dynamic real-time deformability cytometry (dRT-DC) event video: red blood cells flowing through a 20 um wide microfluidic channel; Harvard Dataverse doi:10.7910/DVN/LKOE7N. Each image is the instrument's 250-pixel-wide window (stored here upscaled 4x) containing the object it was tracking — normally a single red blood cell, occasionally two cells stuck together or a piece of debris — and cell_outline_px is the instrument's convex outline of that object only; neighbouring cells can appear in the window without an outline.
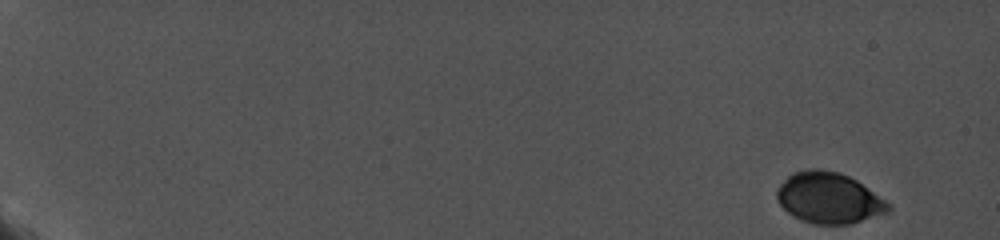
{"species": "common noctule bat (a hibernating species)", "species_latin": "Nyctalus noctula", "temperature_condition": "cold", "stored_images_in_passage": 34, "camera_frame_rate_fps": 5000, "um_per_image_px": 0.085, "animal": {"sex": "female", "body_mass_g": 19.0, "forearm_length_mm": 56.7}, "frame": {"image": 1, "passage_image": 1, "time_ms": 0.0, "image_size_px": [1000, 240], "cell_outline_px": [[892, 208], [888, 212], [848, 224], [812, 224], [792, 216], [776, 200], [776, 192], [780, 184], [792, 172], [808, 168], [820, 168], [840, 172], [856, 180], [892, 204]], "centroid_in_image_um": [70.44, 16.81], "position_along_channel_um": 14.6, "area_um2": 33.23}}
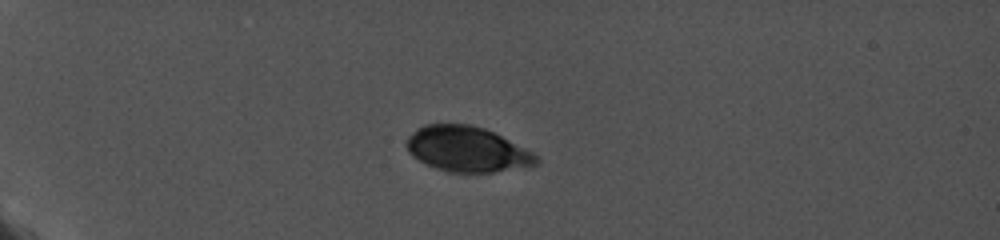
{"frame": {"image": 2, "passage_image": 26, "time_ms": 4.8, "image_size_px": [1000, 240], "cell_outline_px": [[540, 160], [536, 164], [492, 172], [448, 172], [436, 168], [412, 156], [408, 152], [404, 144], [408, 136], [416, 128], [424, 124], [472, 124], [484, 128], [532, 152]], "centroid_in_image_um": [39.62, 12.66], "position_along_channel_um": 45.4, "area_um2": 33.87}}